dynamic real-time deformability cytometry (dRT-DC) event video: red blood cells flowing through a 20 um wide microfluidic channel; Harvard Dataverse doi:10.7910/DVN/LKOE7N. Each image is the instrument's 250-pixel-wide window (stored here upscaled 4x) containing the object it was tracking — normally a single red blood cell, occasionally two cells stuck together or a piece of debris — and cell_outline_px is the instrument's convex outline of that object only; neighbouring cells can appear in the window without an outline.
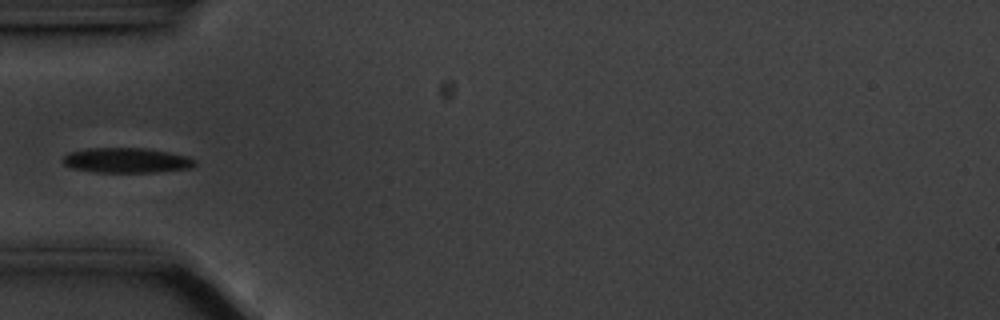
{"species": "common noctule bat (a hibernating species)", "species_latin": "Nyctalus noctula", "temperature_condition": "cold", "stored_images_in_passage": 15, "camera_frame_rate_fps": 3000, "um_per_image_px": 0.085, "animal": {"sex": "male", "body_mass_g": 20.1, "forearm_length_mm": 53.5}, "frame": {"image": 1, "passage_image": 1, "time_ms": 0.0, "image_size_px": [1000, 320], "cell_outline_px": [[196, 164], [192, 168], [156, 172], [96, 172], [72, 168], [64, 164], [60, 160], [68, 152], [88, 148], [144, 148], [168, 152], [188, 156]], "centroid_in_image_um": [10.72, 13.63], "position_along_channel_um": 74.3, "area_um2": 19.25}}
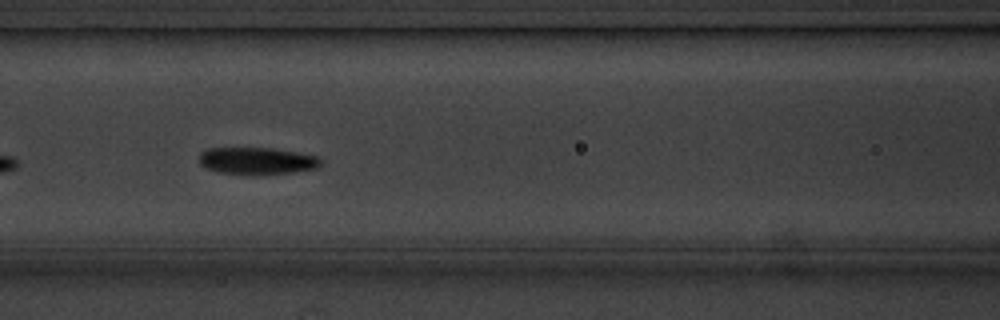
{"frame": {"image": 2, "passage_image": 7, "time_ms": 2.0, "image_size_px": [1000, 320], "cell_outline_px": [[320, 168], [296, 172], [252, 176], [216, 172], [204, 168], [200, 164], [200, 152], [208, 148], [272, 148], [296, 152], [316, 156], [320, 160]], "centroid_in_image_um": [21.82, 13.7], "position_along_channel_um": 144.8, "area_um2": 19.65}}